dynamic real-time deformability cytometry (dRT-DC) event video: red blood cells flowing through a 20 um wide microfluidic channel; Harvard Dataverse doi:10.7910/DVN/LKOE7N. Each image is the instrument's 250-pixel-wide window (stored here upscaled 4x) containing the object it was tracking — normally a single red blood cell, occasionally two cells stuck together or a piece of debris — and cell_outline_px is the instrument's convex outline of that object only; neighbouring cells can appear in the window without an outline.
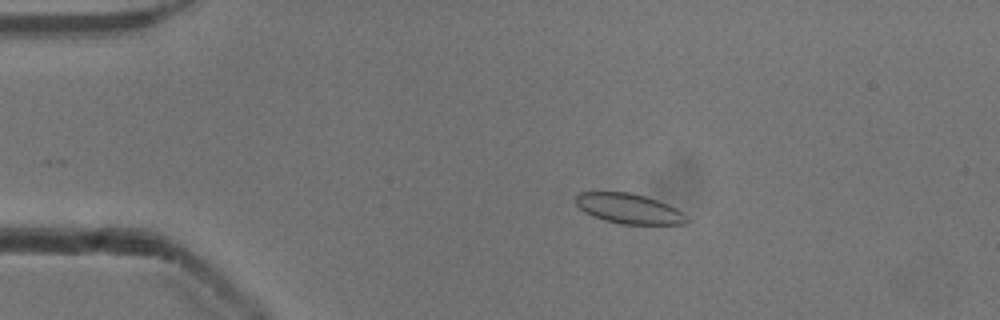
{"species": "common noctule bat (a hibernating species)", "species_latin": "Nyctalus noctula", "temperature_condition": "cold", "stored_images_in_passage": 6, "camera_frame_rate_fps": 3000, "um_per_image_px": 0.085, "animal": {"sex": "male", "body_mass_g": 13.3}, "frame": {"image": 1, "passage_image": 4, "time_ms": 1.0, "image_size_px": [1000, 320], "cell_outline_px": [[688, 224], [620, 224], [604, 220], [592, 216], [584, 212], [576, 204], [576, 196], [580, 192], [628, 192], [644, 196], [668, 204], [684, 212], [688, 216]], "centroid_in_image_um": [53.48, 17.74], "position_along_channel_um": 31.5, "area_um2": 19.48}}